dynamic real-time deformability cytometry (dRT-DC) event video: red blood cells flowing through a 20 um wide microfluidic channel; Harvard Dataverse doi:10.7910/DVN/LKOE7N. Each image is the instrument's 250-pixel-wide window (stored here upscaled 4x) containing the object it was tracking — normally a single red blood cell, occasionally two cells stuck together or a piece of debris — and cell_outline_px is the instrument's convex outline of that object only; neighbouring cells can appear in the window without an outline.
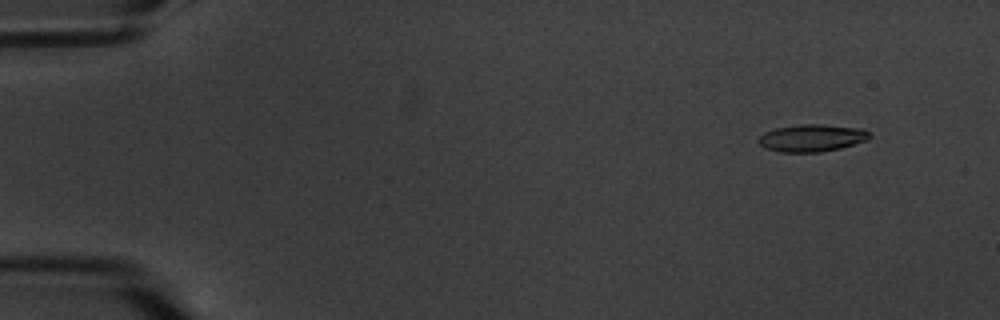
{"species": "common noctule bat (a hibernating species)", "species_latin": "Nyctalus noctula", "temperature_condition": "warm", "stored_images_in_passage": 10, "camera_frame_rate_fps": 3000, "um_per_image_px": 0.085, "animal": {"sex": "male", "body_mass_g": 20.1, "forearm_length_mm": 53.5}, "frame": {"image": 1, "passage_image": 1, "time_ms": 0.0, "image_size_px": [1000, 320], "cell_outline_px": [[872, 136], [868, 140], [840, 148], [820, 152], [780, 152], [764, 148], [756, 140], [764, 132], [776, 128], [800, 124], [820, 124], [864, 128]], "centroid_in_image_um": [69.01, 11.72], "position_along_channel_um": 16.0, "area_um2": 17.8}}
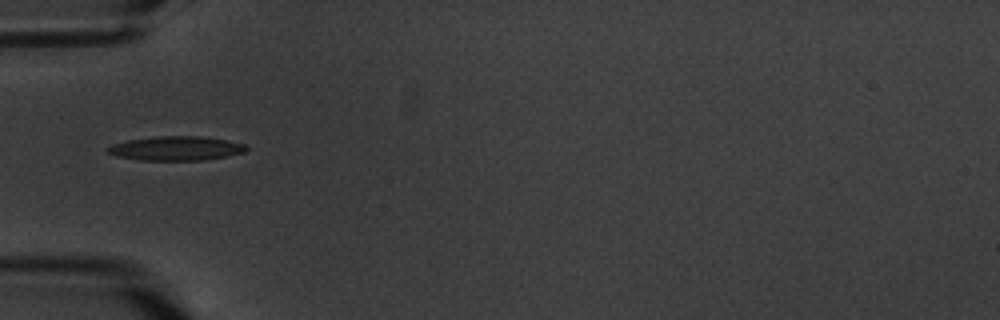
{"frame": {"image": 2, "passage_image": 5, "time_ms": 5.0, "image_size_px": [1000, 320], "cell_outline_px": [[248, 148], [244, 152], [204, 160], [140, 160], [116, 156], [104, 152], [104, 148], [112, 144], [128, 140], [152, 136], [196, 136], [224, 140], [244, 144]], "centroid_in_image_um": [14.85, 12.61], "position_along_channel_um": 70.1, "area_um2": 19.48}}
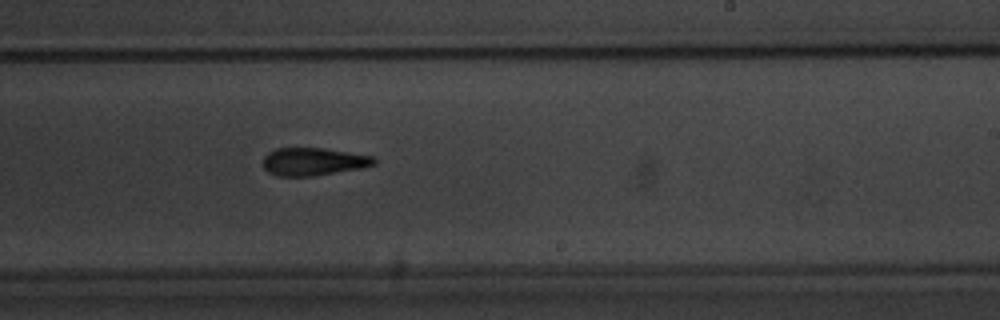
{"frame": {"image": 3, "passage_image": 10, "time_ms": 10.667, "image_size_px": [1000, 320], "cell_outline_px": [[376, 164], [360, 168], [312, 176], [276, 176], [268, 172], [264, 168], [264, 156], [268, 152], [276, 148], [324, 148], [376, 156]], "centroid_in_image_um": [26.65, 13.73], "position_along_channel_um": 262.4, "area_um2": 18.03}}